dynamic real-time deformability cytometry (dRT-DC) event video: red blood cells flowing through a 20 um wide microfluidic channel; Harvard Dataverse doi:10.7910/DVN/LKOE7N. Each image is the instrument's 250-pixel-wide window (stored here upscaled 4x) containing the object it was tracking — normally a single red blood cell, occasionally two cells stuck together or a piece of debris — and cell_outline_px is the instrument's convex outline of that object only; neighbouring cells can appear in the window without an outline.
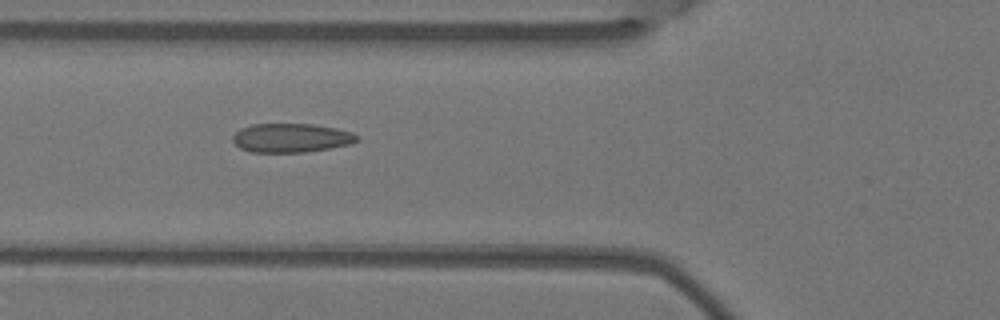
{"species": "Egyptian fruit bat (a non-hibernating species)", "species_latin": "Rousettus aegyptiacus", "temperature_condition": "warm", "stored_images_in_passage": 4, "camera_frame_rate_fps": 3000, "um_per_image_px": 0.085, "animal": {"sex": "female"}, "frame": {"image": 1, "passage_image": 3, "time_ms": 0.667, "image_size_px": [1000, 320], "cell_outline_px": [[360, 136], [352, 144], [304, 152], [252, 152], [240, 148], [232, 140], [232, 136], [240, 128], [252, 124], [312, 124], [336, 128], [352, 132]], "centroid_in_image_um": [24.74, 11.71], "position_along_channel_um": 101.1, "area_um2": 20.92}}
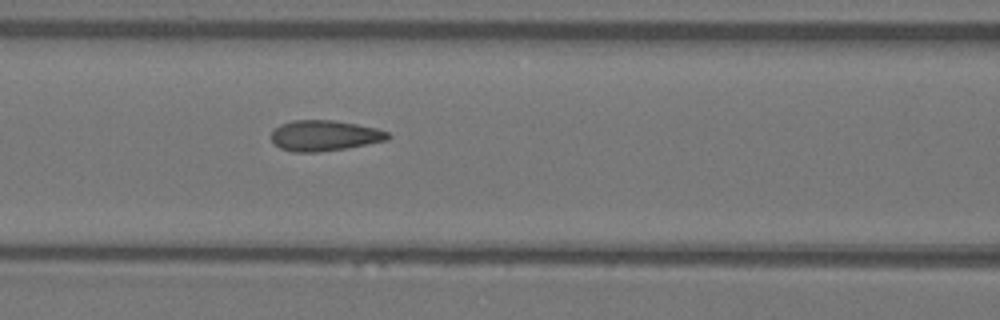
{"frame": {"image": 2, "passage_image": 4, "time_ms": 1.0, "image_size_px": [1000, 320], "cell_outline_px": [[392, 136], [388, 140], [344, 148], [316, 152], [292, 152], [280, 148], [272, 140], [272, 132], [280, 124], [292, 120], [332, 120], [356, 124], [376, 128], [388, 132]], "centroid_in_image_um": [27.58, 11.52], "position_along_channel_um": 139.0, "area_um2": 20.63}}